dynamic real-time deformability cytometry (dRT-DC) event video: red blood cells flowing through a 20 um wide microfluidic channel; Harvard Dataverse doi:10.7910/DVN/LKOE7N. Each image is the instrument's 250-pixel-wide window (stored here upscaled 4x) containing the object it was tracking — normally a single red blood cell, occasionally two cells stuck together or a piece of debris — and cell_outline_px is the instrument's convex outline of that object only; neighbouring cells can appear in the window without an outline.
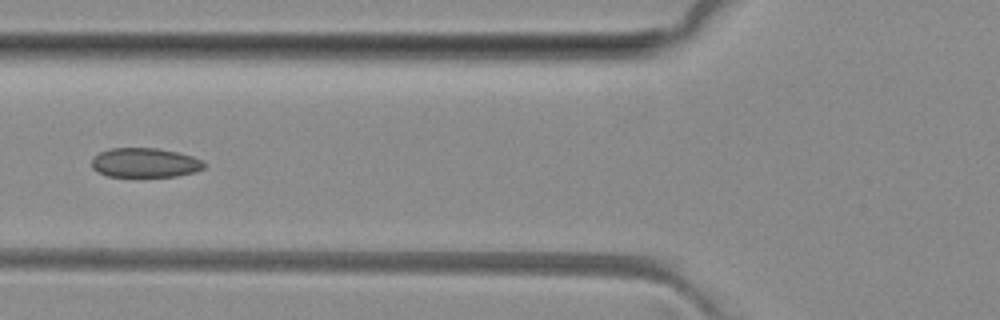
{"species": "common noctule bat (a hibernating species)", "species_latin": "Nyctalus noctula", "temperature_condition": "room temperature", "stored_images_in_passage": 6, "camera_frame_rate_fps": 3000, "um_per_image_px": 0.085, "animal": {"sex": "female", "body_mass_g": 29.2, "forearm_length_mm": 56.3}, "frame": {"image": 1, "passage_image": 6, "time_ms": 5.667, "image_size_px": [1000, 320], "cell_outline_px": [[208, 164], [204, 168], [196, 172], [176, 176], [108, 176], [92, 168], [92, 160], [100, 152], [112, 148], [156, 148], [176, 152], [192, 156]], "centroid_in_image_um": [12.36, 13.83], "position_along_channel_um": 113.4, "area_um2": 19.07}}